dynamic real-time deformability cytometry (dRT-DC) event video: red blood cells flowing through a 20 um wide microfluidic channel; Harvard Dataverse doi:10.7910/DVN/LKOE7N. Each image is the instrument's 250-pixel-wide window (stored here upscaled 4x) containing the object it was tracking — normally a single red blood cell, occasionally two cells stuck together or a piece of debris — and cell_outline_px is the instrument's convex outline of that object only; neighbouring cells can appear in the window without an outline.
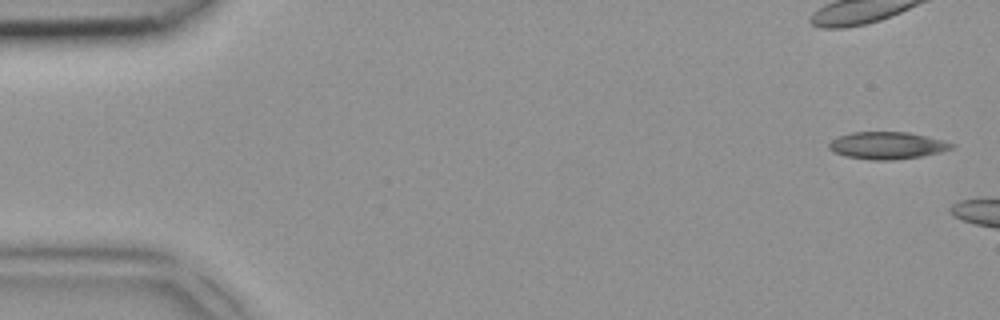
{"species": "common noctule bat (a hibernating species)", "species_latin": "Nyctalus noctula", "temperature_condition": "room temperature", "stored_images_in_passage": 4, "camera_frame_rate_fps": 3000, "um_per_image_px": 0.085, "animal": {"sex": "female", "body_mass_g": 18.4}, "frame": {"image": 1, "passage_image": 1, "time_ms": 0.0, "image_size_px": [1000, 320], "cell_outline_px": [[956, 144], [952, 148], [940, 152], [920, 156], [892, 160], [868, 160], [844, 156], [828, 148], [828, 144], [832, 140], [840, 136], [852, 132], [908, 132], [944, 140]], "centroid_in_image_um": [75.41, 12.36], "position_along_channel_um": 9.6, "area_um2": 19.36}}